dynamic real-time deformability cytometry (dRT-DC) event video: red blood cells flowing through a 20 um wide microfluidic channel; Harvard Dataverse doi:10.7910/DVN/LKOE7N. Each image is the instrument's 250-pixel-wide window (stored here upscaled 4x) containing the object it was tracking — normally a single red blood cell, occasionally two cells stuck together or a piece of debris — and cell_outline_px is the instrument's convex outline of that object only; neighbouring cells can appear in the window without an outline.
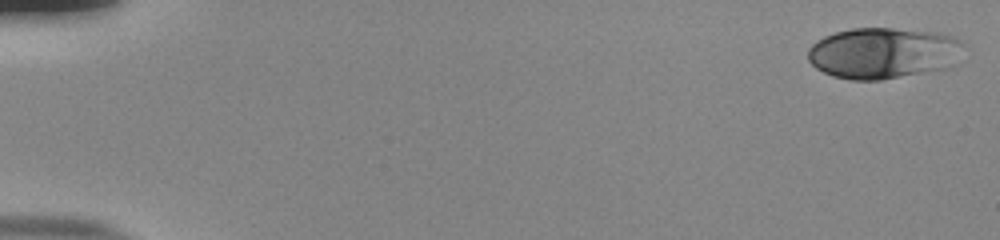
{"species": "human", "species_latin": "Homo sapiens", "temperature_condition": "room temperature", "stored_images_in_passage": 49, "camera_frame_rate_fps": 3000, "um_per_image_px": 0.085, "donor": {"sex": "male"}, "frame": {"image": 1, "passage_image": 1, "time_ms": 0.0, "image_size_px": [1000, 240], "cell_outline_px": [[968, 44], [948, 68], [880, 80], [852, 80], [832, 76], [816, 68], [808, 60], [808, 48], [816, 40], [824, 36], [836, 32], [852, 28], [892, 28], [940, 32], [952, 36]], "centroid_in_image_um": [75.08, 4.5], "position_along_channel_um": 9.9, "area_um2": 46.7}}
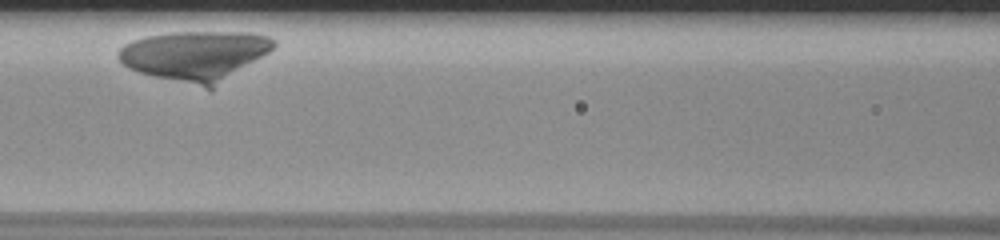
{"frame": {"image": 2, "passage_image": 28, "time_ms": 9.0, "image_size_px": [1000, 240], "cell_outline_px": [[276, 44], [268, 52], [212, 92], [140, 72], [128, 68], [116, 56], [116, 52], [124, 44], [132, 40], [148, 36], [172, 32], [252, 32], [268, 36], [276, 40]], "centroid_in_image_um": [16.61, 4.77], "position_along_channel_um": 150.0, "area_um2": 45.89}}
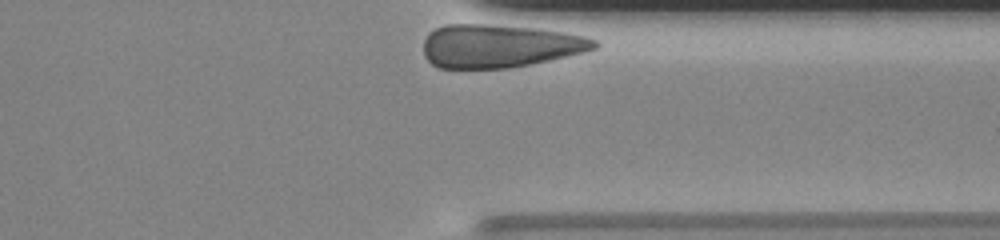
{"frame": {"image": 3, "passage_image": 49, "time_ms": 16.0, "image_size_px": [1000, 240], "cell_outline_px": [[600, 44], [596, 48], [584, 52], [568, 56], [508, 68], [440, 68], [432, 64], [424, 56], [424, 40], [428, 32], [444, 24], [484, 24], [536, 28], [564, 32], [584, 36], [596, 40]], "centroid_in_image_um": [42.45, 3.9], "position_along_channel_um": 369.0, "area_um2": 43.0}}